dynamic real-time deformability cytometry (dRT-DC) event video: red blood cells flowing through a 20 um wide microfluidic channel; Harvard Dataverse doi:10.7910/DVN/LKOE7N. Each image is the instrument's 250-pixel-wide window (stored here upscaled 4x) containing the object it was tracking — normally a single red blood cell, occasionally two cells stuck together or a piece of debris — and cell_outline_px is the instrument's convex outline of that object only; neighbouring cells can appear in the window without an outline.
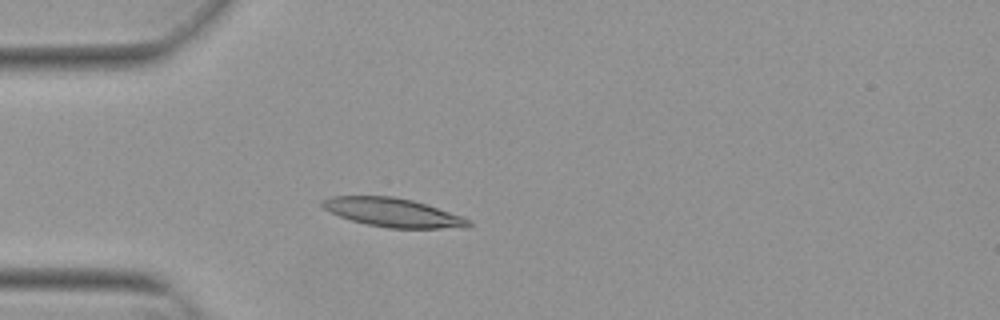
{"species": "Egyptian fruit bat (a non-hibernating species)", "species_latin": "Rousettus aegyptiacus", "temperature_condition": "warm", "stored_images_in_passage": 52, "camera_frame_rate_fps": 3000, "um_per_image_px": 0.085, "animal": {"sex": "female"}, "frame": {"image": 1, "passage_image": 14, "time_ms": 4.333, "image_size_px": [1000, 320], "cell_outline_px": [[472, 224], [468, 228], [388, 228], [368, 224], [352, 220], [340, 216], [324, 208], [320, 204], [320, 200], [332, 196], [392, 196], [412, 200], [472, 220]], "centroid_in_image_um": [33.4, 18.07], "position_along_channel_um": 51.6, "area_um2": 24.22}}
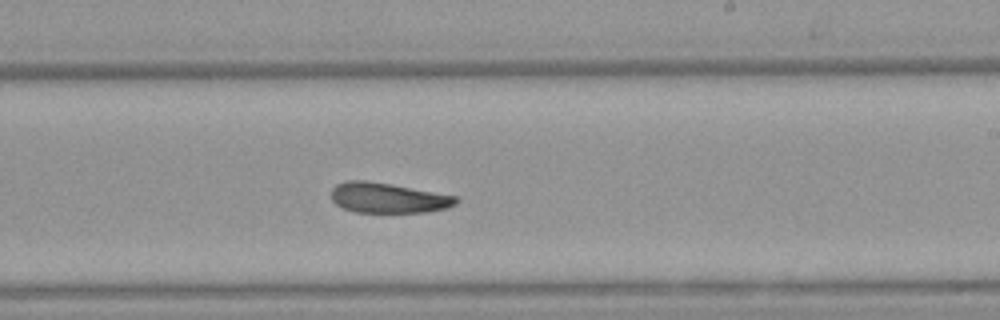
{"frame": {"image": 2, "passage_image": 31, "time_ms": 10.0, "image_size_px": [1000, 320], "cell_outline_px": [[460, 200], [456, 204], [448, 208], [424, 212], [356, 212], [344, 208], [336, 204], [332, 200], [332, 188], [336, 184], [348, 180], [368, 180], [392, 184], [456, 196]], "centroid_in_image_um": [32.99, 16.81], "position_along_channel_um": 256.0, "area_um2": 21.96}}
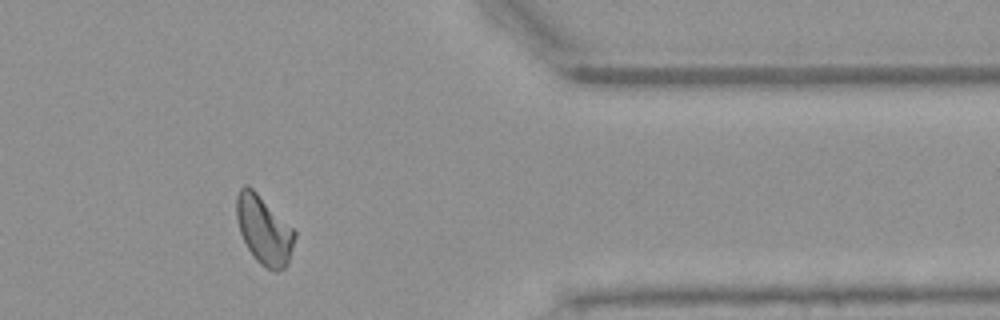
{"frame": {"image": 3, "passage_image": 43, "time_ms": 14.0, "image_size_px": [1000, 320], "cell_outline_px": [[296, 236], [288, 264], [284, 268], [276, 272], [272, 272], [264, 268], [252, 256], [240, 232], [236, 220], [236, 196], [240, 188], [244, 184], [248, 184], [296, 232]], "centroid_in_image_um": [22.42, 19.58], "position_along_channel_um": 389.0, "area_um2": 23.24}, "authors_computed_cell_mechanics": {"area_um2": 23.2067, "velocity_mm_per_s": 3.8154, "shape_relaxation_time_tau1_ms": 7.184, "shape_relaxation_time_tau2_ms": 5.2839, "deformation_change_tau1": 0.1885, "deformation_change_tau2": 0.1158}}